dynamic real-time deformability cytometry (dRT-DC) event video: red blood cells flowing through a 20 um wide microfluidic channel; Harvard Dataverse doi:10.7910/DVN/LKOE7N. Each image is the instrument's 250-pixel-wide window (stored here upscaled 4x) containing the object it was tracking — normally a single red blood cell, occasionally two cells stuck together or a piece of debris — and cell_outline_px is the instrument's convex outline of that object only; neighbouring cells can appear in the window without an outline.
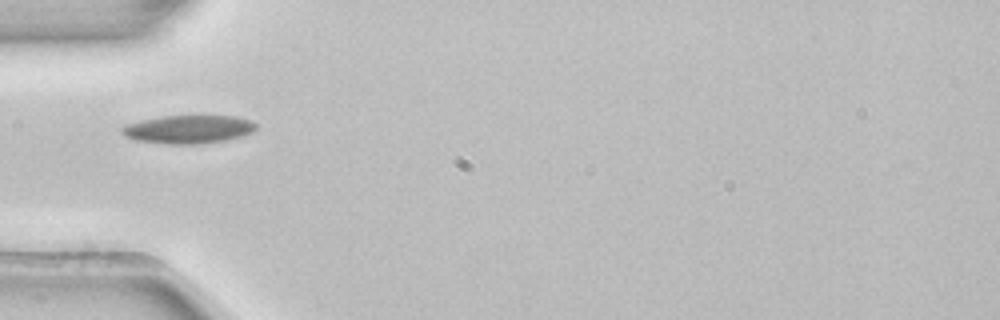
{"species": "common noctule bat (a hibernating species)", "species_latin": "Nyctalus noctula", "temperature_condition": "room temperature", "stored_images_in_passage": 1, "camera_frame_rate_fps": 3000, "um_per_image_px": 0.085, "animal": {"sex": "female", "body_mass_g": 22.7, "forearm_length_mm": 54.2}, "frame": {"image": 1, "passage_image": 1, "time_ms": 0.0, "image_size_px": [1000, 320], "cell_outline_px": [[256, 128], [252, 132], [240, 136], [224, 140], [200, 144], [164, 144], [136, 140], [124, 136], [120, 132], [120, 128], [124, 124], [160, 116], [236, 116], [252, 120], [256, 124]], "centroid_in_image_um": [15.97, 10.99], "position_along_channel_um": 69.0, "area_um2": 22.25}}